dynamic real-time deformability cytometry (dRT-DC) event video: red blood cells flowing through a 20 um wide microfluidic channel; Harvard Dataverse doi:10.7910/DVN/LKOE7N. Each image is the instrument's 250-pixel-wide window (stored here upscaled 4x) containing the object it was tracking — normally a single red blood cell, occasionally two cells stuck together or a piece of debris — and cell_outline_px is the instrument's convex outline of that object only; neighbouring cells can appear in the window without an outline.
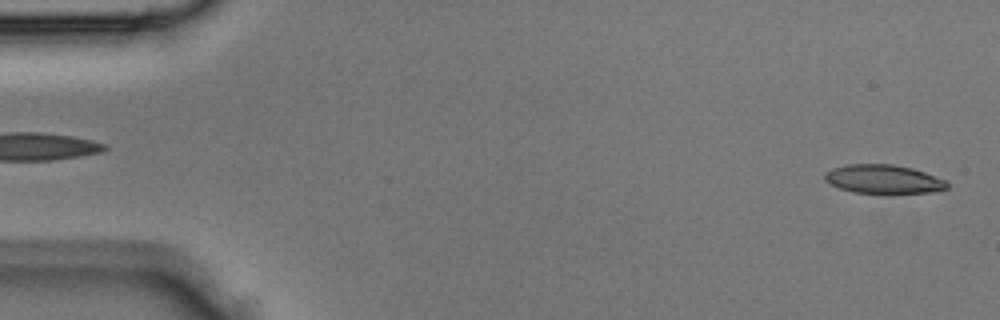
{"species": "Egyptian fruit bat (a non-hibernating species)", "species_latin": "Rousettus aegyptiacus", "temperature_condition": "room temperature", "stored_images_in_passage": 44, "camera_frame_rate_fps": 3000, "um_per_image_px": 0.085, "animal": {"sex": "male"}, "frame": {"image": 1, "passage_image": 1, "time_ms": 0.0, "image_size_px": [1000, 320], "cell_outline_px": [[948, 188], [928, 192], [852, 192], [840, 188], [824, 180], [824, 172], [832, 168], [844, 164], [892, 164], [912, 168], [948, 180]], "centroid_in_image_um": [75.07, 15.2], "position_along_channel_um": 9.9, "area_um2": 20.29}}
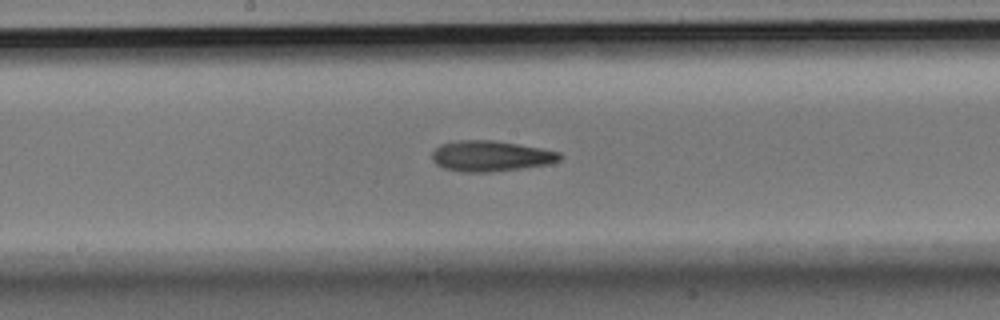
{"frame": {"image": 2, "passage_image": 22, "time_ms": 7.0, "image_size_px": [1000, 320], "cell_outline_px": [[560, 160], [548, 164], [520, 168], [488, 172], [460, 172], [444, 168], [436, 164], [432, 160], [432, 152], [440, 144], [456, 140], [492, 140], [540, 148], [560, 152]], "centroid_in_image_um": [41.66, 13.26], "position_along_channel_um": 206.5, "area_um2": 22.66}}
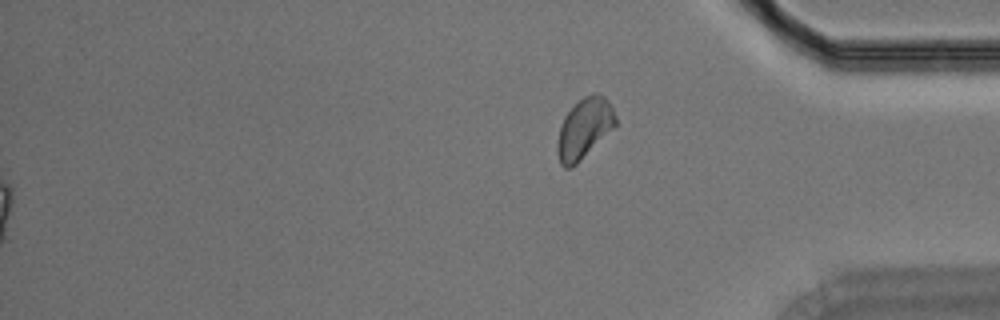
{"frame": {"image": 3, "passage_image": 44, "time_ms": 14.333, "image_size_px": [1000, 320], "cell_outline_px": [[616, 124], [572, 168], [564, 168], [560, 164], [556, 152], [556, 144], [560, 128], [564, 116], [584, 96], [596, 92], [604, 96], [612, 104], [616, 116]], "centroid_in_image_um": [49.65, 10.91], "position_along_channel_um": 385.6, "area_um2": 20.17}}